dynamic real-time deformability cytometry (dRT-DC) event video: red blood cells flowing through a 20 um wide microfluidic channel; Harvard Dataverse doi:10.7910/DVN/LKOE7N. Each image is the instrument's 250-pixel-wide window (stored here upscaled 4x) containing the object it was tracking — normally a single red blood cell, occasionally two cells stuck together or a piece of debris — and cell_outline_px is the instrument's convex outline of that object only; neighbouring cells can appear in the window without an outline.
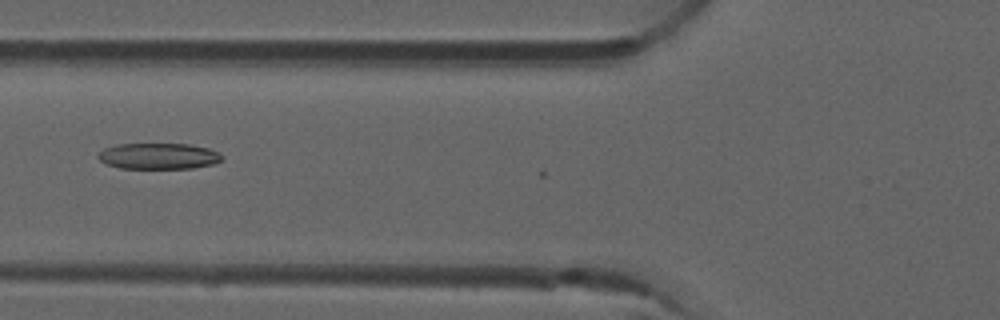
{"species": "common noctule bat (a hibernating species)", "species_latin": "Nyctalus noctula", "temperature_condition": "room temperature", "stored_images_in_passage": 15, "camera_frame_rate_fps": 3000, "um_per_image_px": 0.085, "animal": {"sex": "male", "forearm_length_mm": 52.5}, "frame": {"image": 1, "passage_image": 9, "time_ms": 2.667, "image_size_px": [1000, 320], "cell_outline_px": [[224, 156], [220, 160], [212, 164], [192, 168], [120, 168], [104, 164], [96, 156], [104, 148], [116, 144], [188, 144], [208, 148]], "centroid_in_image_um": [13.42, 13.27], "position_along_channel_um": 112.4, "area_um2": 18.73}}
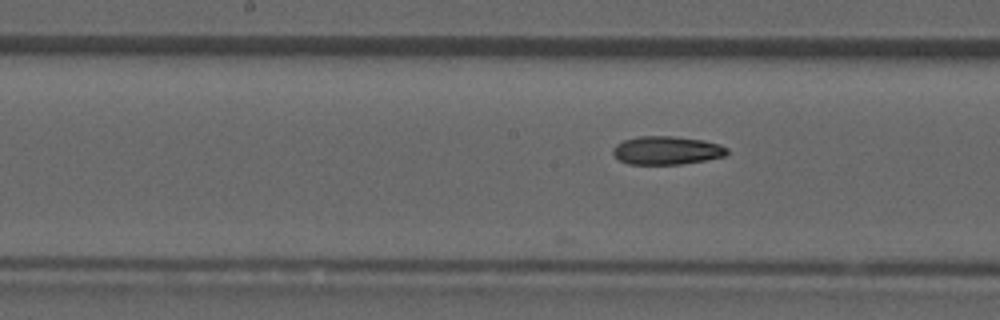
{"frame": {"image": 2, "passage_image": 15, "time_ms": 4.667, "image_size_px": [1000, 320], "cell_outline_px": [[728, 152], [724, 156], [708, 160], [680, 164], [628, 164], [620, 160], [612, 152], [612, 148], [616, 144], [624, 140], [640, 136], [672, 136], [704, 140], [720, 144], [728, 148]], "centroid_in_image_um": [56.69, 12.78], "position_along_channel_um": 191.5, "area_um2": 18.9}}